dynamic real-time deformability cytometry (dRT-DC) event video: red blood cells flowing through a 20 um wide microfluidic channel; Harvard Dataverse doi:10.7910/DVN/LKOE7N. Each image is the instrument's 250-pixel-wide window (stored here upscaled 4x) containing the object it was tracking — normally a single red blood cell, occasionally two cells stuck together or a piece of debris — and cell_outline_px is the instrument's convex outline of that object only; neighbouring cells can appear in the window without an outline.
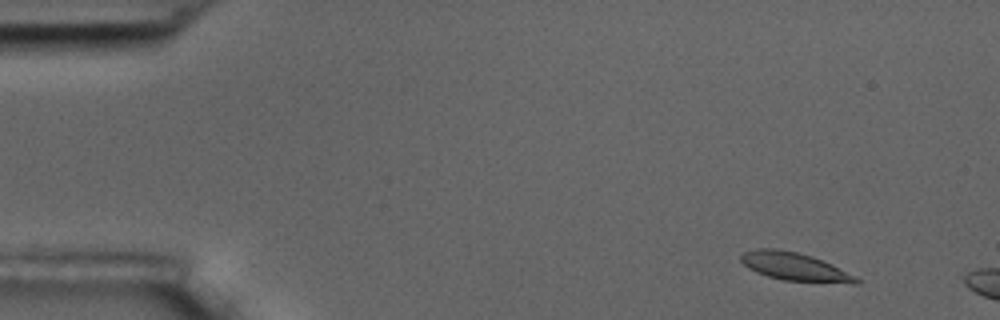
{"species": "common noctule bat (a hibernating species)", "species_latin": "Nyctalus noctula", "temperature_condition": "room temperature", "stored_images_in_passage": 3, "camera_frame_rate_fps": 3000, "um_per_image_px": 0.085, "animal": {"sex": "male", "body_mass_g": 17.5, "forearm_length_mm": 52.3}, "frame": {"image": 1, "passage_image": 1, "time_ms": 0.0, "image_size_px": [1000, 320], "cell_outline_px": [[860, 284], [852, 284], [784, 280], [768, 276], [756, 272], [748, 268], [740, 260], [740, 256], [744, 252], [756, 248], [776, 248], [796, 252], [812, 256], [832, 264], [856, 276], [860, 280]], "centroid_in_image_um": [67.57, 22.67], "position_along_channel_um": 17.4, "area_um2": 18.96}}